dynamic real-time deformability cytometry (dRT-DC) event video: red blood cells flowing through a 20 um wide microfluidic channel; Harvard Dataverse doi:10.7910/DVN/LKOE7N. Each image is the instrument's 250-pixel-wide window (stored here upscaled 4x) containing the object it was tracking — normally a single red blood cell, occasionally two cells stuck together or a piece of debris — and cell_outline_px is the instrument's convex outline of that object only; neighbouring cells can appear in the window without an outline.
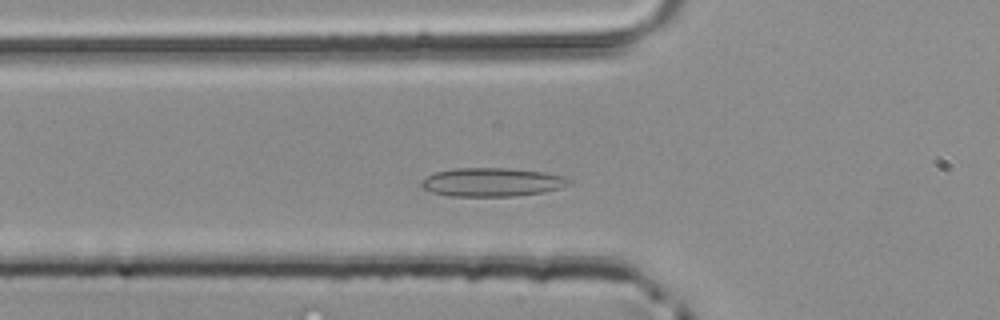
{"species": "common noctule bat (a hibernating species)", "species_latin": "Nyctalus noctula", "temperature_condition": "room temperature", "stored_images_in_passage": 42, "camera_frame_rate_fps": 3000, "um_per_image_px": 0.085, "animal": {"sex": "male", "body_mass_g": 20.4}, "frame": {"image": 1, "passage_image": 11, "time_ms": 3.333, "image_size_px": [1000, 320], "cell_outline_px": [[572, 184], [560, 188], [544, 192], [516, 196], [448, 196], [432, 192], [424, 188], [420, 184], [420, 180], [436, 172], [456, 168], [508, 168], [544, 172], [564, 176], [572, 180]], "centroid_in_image_um": [41.85, 15.48], "position_along_channel_um": 83.9, "area_um2": 24.74}}
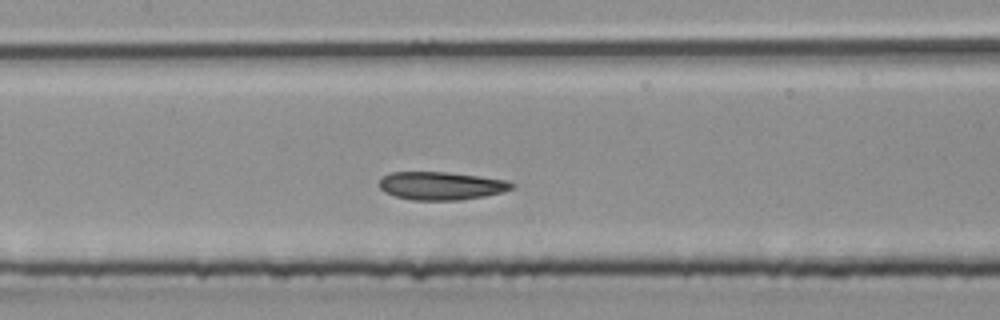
{"frame": {"image": 2, "passage_image": 17, "time_ms": 5.333, "image_size_px": [1000, 320], "cell_outline_px": [[516, 184], [512, 188], [500, 192], [484, 196], [456, 200], [412, 200], [396, 196], [384, 192], [380, 188], [380, 180], [388, 172], [448, 172], [480, 176], [508, 180]], "centroid_in_image_um": [37.5, 15.78], "position_along_channel_um": 169.9, "area_um2": 21.62}}
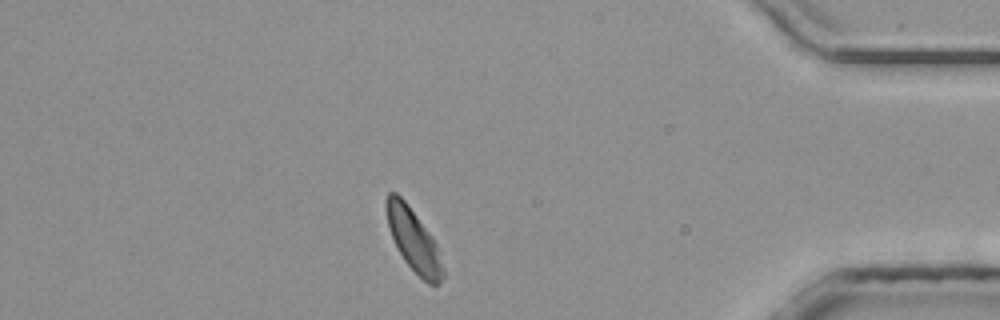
{"frame": {"image": 3, "passage_image": 36, "time_ms": 11.667, "image_size_px": [1000, 320], "cell_outline_px": [[444, 276], [440, 284], [428, 284], [404, 260], [392, 236], [388, 224], [384, 204], [388, 192], [396, 192], [408, 204], [432, 236], [436, 244], [444, 268]], "centroid_in_image_um": [35.16, 20.39], "position_along_channel_um": 400.0, "area_um2": 20.35}}